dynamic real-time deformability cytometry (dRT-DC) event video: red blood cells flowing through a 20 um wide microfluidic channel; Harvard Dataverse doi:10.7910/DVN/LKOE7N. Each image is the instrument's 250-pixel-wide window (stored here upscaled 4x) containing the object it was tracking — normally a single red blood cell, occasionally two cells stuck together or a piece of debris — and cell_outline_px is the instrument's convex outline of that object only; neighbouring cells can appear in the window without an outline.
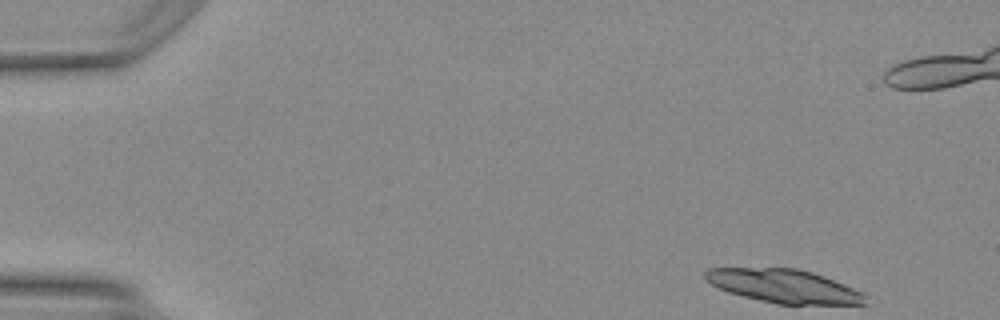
{"species": "Egyptian fruit bat (a non-hibernating species)", "species_latin": "Rousettus aegyptiacus", "temperature_condition": "warm", "stored_images_in_passage": 46, "camera_frame_rate_fps": 3000, "um_per_image_px": 0.085, "animal": {"sex": "female"}, "frame": {"image": 1, "passage_image": 1, "time_ms": 0.0, "image_size_px": [1000, 320], "cell_outline_px": [[868, 304], [776, 304], [728, 292], [712, 284], [704, 276], [704, 272], [708, 268], [796, 268], [812, 272], [824, 276], [852, 288], [860, 292], [864, 296]], "centroid_in_image_um": [66.61, 24.31], "position_along_channel_um": 18.4, "area_um2": 30.75}}